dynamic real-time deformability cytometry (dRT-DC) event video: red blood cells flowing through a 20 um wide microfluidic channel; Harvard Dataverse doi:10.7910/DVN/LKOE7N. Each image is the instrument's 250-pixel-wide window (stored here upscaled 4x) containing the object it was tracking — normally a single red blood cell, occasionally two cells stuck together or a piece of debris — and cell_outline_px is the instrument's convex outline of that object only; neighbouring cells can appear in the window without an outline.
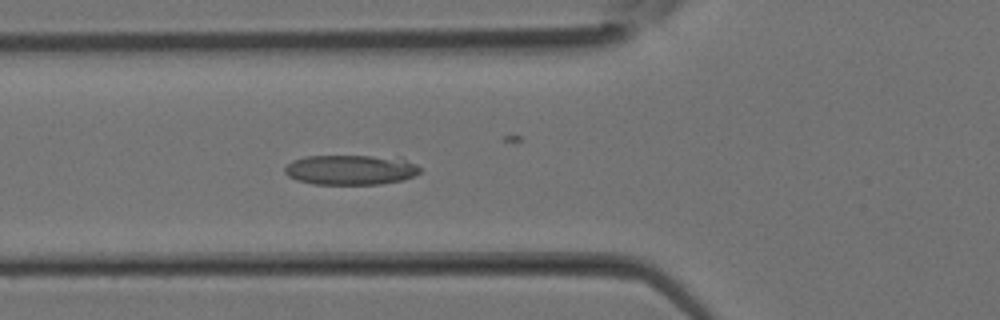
{"species": "Egyptian fruit bat (a non-hibernating species)", "species_latin": "Rousettus aegyptiacus", "temperature_condition": "room temperature", "stored_images_in_passage": 34, "camera_frame_rate_fps": 3000, "um_per_image_px": 0.085, "animal": {"sex": "female"}, "frame": {"image": 1, "passage_image": 12, "time_ms": 3.667, "image_size_px": [1000, 320], "cell_outline_px": [[420, 172], [404, 180], [380, 184], [312, 184], [296, 180], [288, 176], [284, 172], [284, 168], [292, 160], [304, 156], [400, 156], [416, 164], [420, 168]], "centroid_in_image_um": [29.82, 14.42], "position_along_channel_um": 96.0, "area_um2": 23.99}}
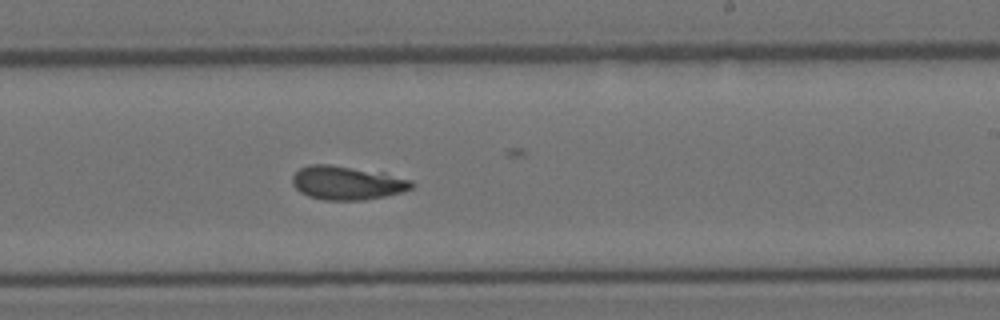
{"frame": {"image": 2, "passage_image": 20, "time_ms": 6.333, "image_size_px": [1000, 320], "cell_outline_px": [[416, 184], [412, 188], [404, 192], [364, 200], [324, 200], [308, 196], [300, 192], [292, 184], [292, 176], [300, 168], [308, 164], [328, 164], [384, 172], [412, 180]], "centroid_in_image_um": [29.52, 15.54], "position_along_channel_um": 259.5, "area_um2": 23.7}}
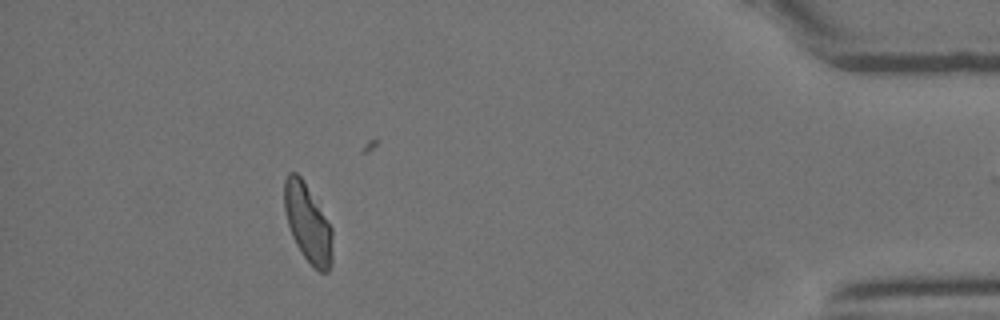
{"frame": {"image": 3, "passage_image": 30, "time_ms": 9.667, "image_size_px": [1000, 320], "cell_outline_px": [[332, 264], [328, 272], [320, 272], [304, 256], [296, 244], [292, 236], [288, 224], [284, 208], [284, 180], [288, 172], [296, 172], [300, 176], [332, 228]], "centroid_in_image_um": [26.15, 18.98], "position_along_channel_um": 409.0, "area_um2": 21.5}}